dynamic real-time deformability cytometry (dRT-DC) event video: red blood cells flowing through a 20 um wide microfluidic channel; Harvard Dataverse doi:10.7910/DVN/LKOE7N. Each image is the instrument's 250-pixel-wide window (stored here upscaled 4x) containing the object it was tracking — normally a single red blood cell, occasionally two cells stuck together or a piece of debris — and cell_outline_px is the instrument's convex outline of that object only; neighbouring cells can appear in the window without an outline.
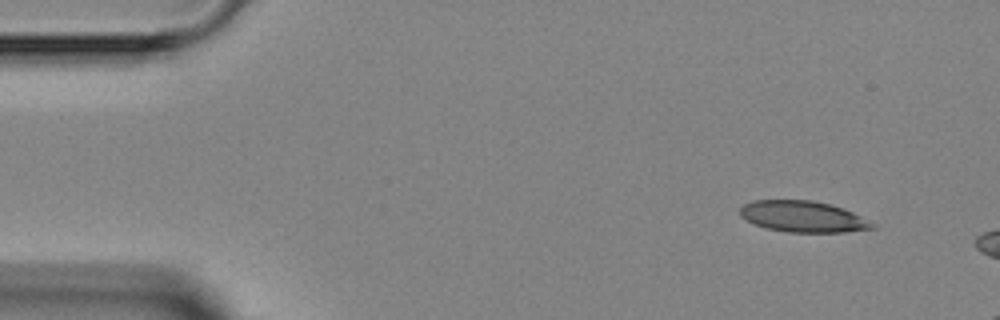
{"species": "Egyptian fruit bat (a non-hibernating species)", "species_latin": "Rousettus aegyptiacus", "temperature_condition": "room temperature", "stored_images_in_passage": 3, "camera_frame_rate_fps": 3000, "um_per_image_px": 0.085, "animal": {"sex": "female"}, "frame": {"image": 1, "passage_image": 1, "time_ms": 0.0, "image_size_px": [1000, 320], "cell_outline_px": [[876, 228], [844, 232], [788, 232], [768, 228], [756, 224], [740, 216], [740, 208], [744, 204], [752, 200], [812, 200], [844, 208], [876, 224]], "centroid_in_image_um": [68.27, 18.4], "position_along_channel_um": 16.7, "area_um2": 23.87}}